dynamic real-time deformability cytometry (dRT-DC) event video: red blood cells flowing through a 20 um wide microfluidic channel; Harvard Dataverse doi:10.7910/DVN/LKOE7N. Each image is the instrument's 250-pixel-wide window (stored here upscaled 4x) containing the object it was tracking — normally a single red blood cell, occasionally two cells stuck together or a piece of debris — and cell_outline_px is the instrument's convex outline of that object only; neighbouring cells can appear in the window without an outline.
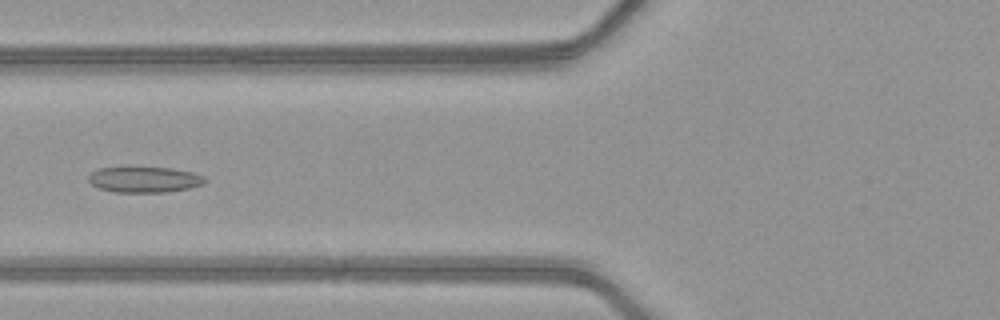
{"species": "common noctule bat (a hibernating species)", "species_latin": "Nyctalus noctula", "temperature_condition": "warm", "stored_images_in_passage": 52, "camera_frame_rate_fps": 3000, "um_per_image_px": 0.085, "animal": {"sex": "female", "body_mass_g": 21.9}, "frame": {"image": 1, "passage_image": 22, "time_ms": 7.0, "image_size_px": [1000, 320], "cell_outline_px": [[208, 180], [204, 184], [188, 188], [164, 192], [112, 192], [100, 188], [92, 184], [88, 180], [88, 176], [92, 172], [100, 168], [124, 164], [128, 164], [172, 168], [192, 172], [204, 176]], "centroid_in_image_um": [12.24, 15.2], "position_along_channel_um": 113.6, "area_um2": 18.38}}
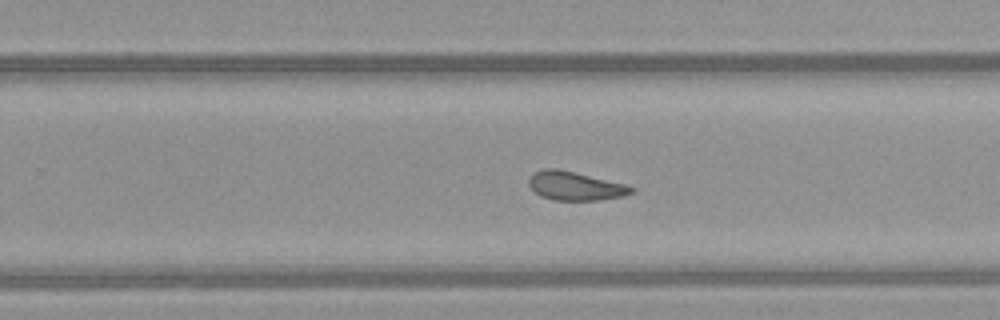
{"frame": {"image": 2, "passage_image": 34, "time_ms": 11.0, "image_size_px": [1000, 320], "cell_outline_px": [[636, 188], [632, 192], [624, 196], [600, 200], [552, 200], [540, 196], [528, 184], [528, 180], [536, 172], [544, 168], [556, 168], [624, 184]], "centroid_in_image_um": [48.88, 15.82], "position_along_channel_um": 280.9, "area_um2": 16.88}}
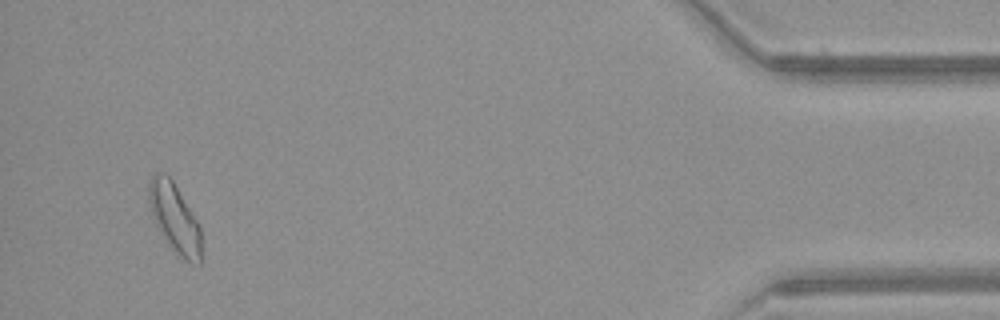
{"frame": {"image": 3, "passage_image": 49, "time_ms": 16.0, "image_size_px": [1000, 320], "cell_outline_px": [[200, 264], [176, 256], [160, 232], [156, 224], [148, 200], [148, 192], [152, 176], [156, 172], [164, 172], [172, 180], [200, 224]], "centroid_in_image_um": [14.84, 18.53], "position_along_channel_um": 420.4, "area_um2": 20.81}}